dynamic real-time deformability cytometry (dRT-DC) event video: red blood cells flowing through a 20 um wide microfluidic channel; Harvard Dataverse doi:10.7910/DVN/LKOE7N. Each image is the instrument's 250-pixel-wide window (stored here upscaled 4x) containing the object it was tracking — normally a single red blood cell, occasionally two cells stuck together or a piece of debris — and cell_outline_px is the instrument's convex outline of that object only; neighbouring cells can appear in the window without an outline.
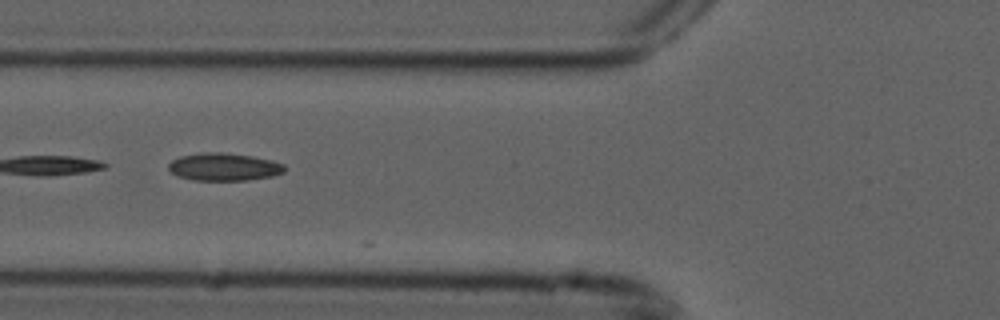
{"species": "common noctule bat (a hibernating species)", "species_latin": "Nyctalus noctula", "temperature_condition": "cold", "stored_images_in_passage": 5, "camera_frame_rate_fps": 3000, "um_per_image_px": 0.085, "animal": {"sex": "male", "forearm_length_mm": 52.5}, "frame": {"image": 1, "passage_image": 3, "time_ms": 0.667, "image_size_px": [1000, 320], "cell_outline_px": [[284, 172], [272, 176], [248, 180], [192, 180], [176, 176], [168, 168], [168, 164], [172, 160], [180, 156], [200, 152], [224, 152], [252, 156], [272, 160], [284, 164]], "centroid_in_image_um": [19.01, 14.18], "position_along_channel_um": 106.8, "area_um2": 18.84}}
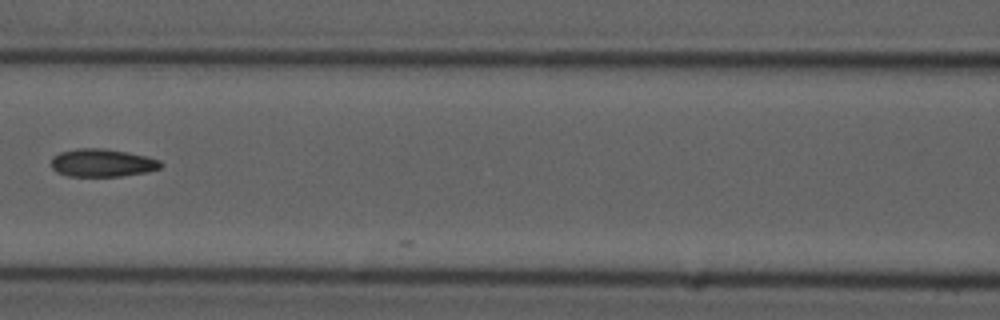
{"frame": {"image": 2, "passage_image": 4, "time_ms": 1.0, "image_size_px": [1000, 320], "cell_outline_px": [[164, 164], [160, 168], [144, 172], [120, 176], [68, 176], [56, 172], [52, 168], [52, 156], [60, 152], [76, 148], [100, 148], [128, 152], [160, 160]], "centroid_in_image_um": [8.66, 13.84], "position_along_channel_um": 157.9, "area_um2": 17.74}}
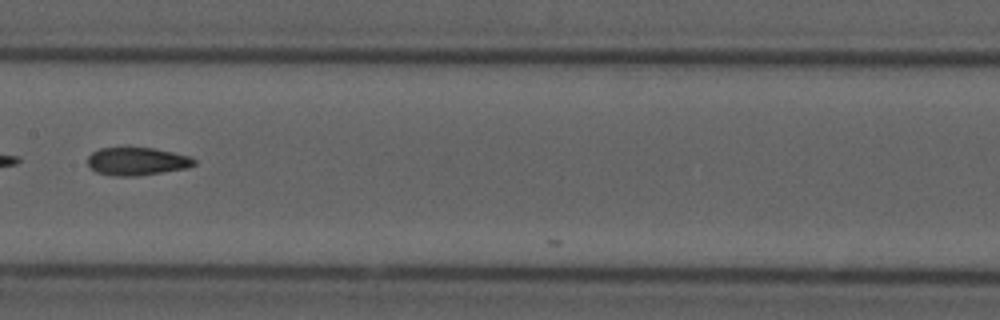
{"frame": {"image": 3, "passage_image": 5, "time_ms": 1.333, "image_size_px": [1000, 320], "cell_outline_px": [[196, 164], [188, 168], [136, 176], [112, 176], [96, 172], [88, 164], [88, 156], [92, 152], [100, 148], [152, 148], [172, 152], [188, 156], [196, 160]], "centroid_in_image_um": [11.64, 13.72], "position_along_channel_um": 195.8, "area_um2": 17.22}}